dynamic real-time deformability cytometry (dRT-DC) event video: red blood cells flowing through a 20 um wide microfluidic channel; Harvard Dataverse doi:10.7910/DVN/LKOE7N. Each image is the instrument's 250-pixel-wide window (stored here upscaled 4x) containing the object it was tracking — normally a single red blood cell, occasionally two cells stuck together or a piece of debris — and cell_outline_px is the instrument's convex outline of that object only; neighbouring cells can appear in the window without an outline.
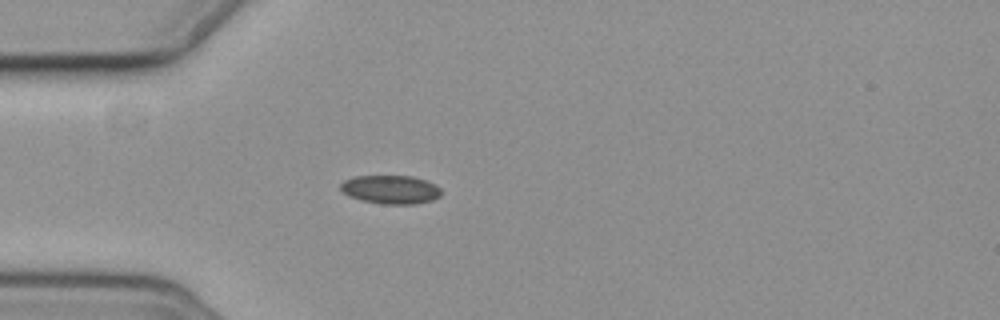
{"species": "common noctule bat (a hibernating species)", "species_latin": "Nyctalus noctula", "temperature_condition": "cold", "stored_images_in_passage": 5, "camera_frame_rate_fps": 3000, "um_per_image_px": 0.085, "animal": {"sex": "female", "body_mass_g": 19.3, "forearm_length_mm": 54.1}, "frame": {"image": 1, "passage_image": 4, "time_ms": 4.667, "image_size_px": [1000, 320], "cell_outline_px": [[440, 196], [432, 200], [416, 204], [380, 204], [360, 200], [348, 196], [340, 188], [340, 184], [344, 180], [356, 176], [412, 176], [436, 184], [440, 188]], "centroid_in_image_um": [33.19, 16.12], "position_along_channel_um": 51.8, "area_um2": 16.82}}